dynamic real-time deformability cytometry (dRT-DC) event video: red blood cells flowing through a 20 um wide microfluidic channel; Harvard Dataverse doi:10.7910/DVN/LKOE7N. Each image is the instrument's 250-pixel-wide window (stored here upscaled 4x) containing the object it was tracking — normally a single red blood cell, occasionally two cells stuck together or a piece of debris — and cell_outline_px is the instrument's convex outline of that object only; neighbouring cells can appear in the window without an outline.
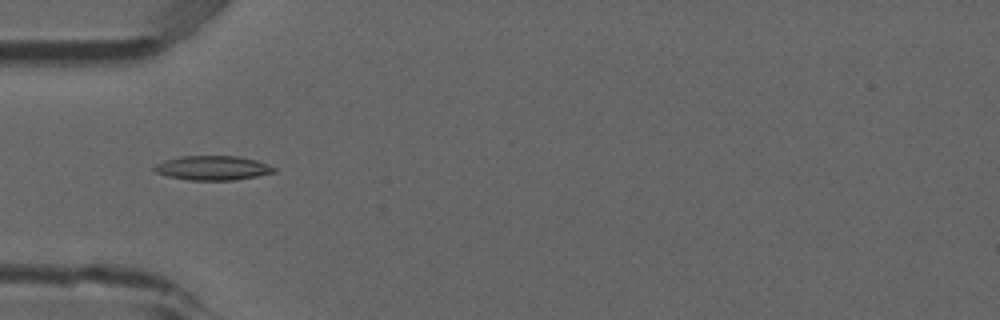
{"species": "common noctule bat (a hibernating species)", "species_latin": "Nyctalus noctula", "temperature_condition": "room temperature", "stored_images_in_passage": 7, "camera_frame_rate_fps": 3000, "um_per_image_px": 0.085, "animal": {"sex": "male", "forearm_length_mm": 52.5}, "frame": {"image": 1, "passage_image": 5, "time_ms": 1.333, "image_size_px": [1000, 320], "cell_outline_px": [[276, 172], [256, 176], [232, 180], [188, 180], [168, 176], [156, 172], [152, 168], [156, 164], [164, 160], [184, 156], [236, 156], [256, 160], [276, 168]], "centroid_in_image_um": [18.06, 14.27], "position_along_channel_um": 66.9, "area_um2": 16.82}}
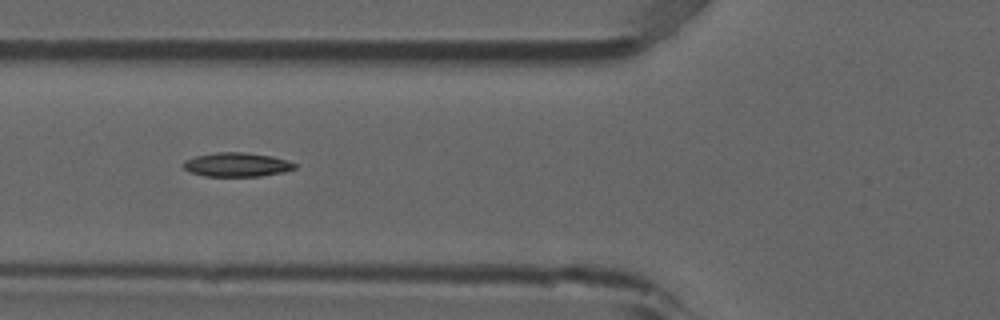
{"frame": {"image": 2, "passage_image": 6, "time_ms": 1.667, "image_size_px": [1000, 320], "cell_outline_px": [[296, 168], [284, 172], [260, 176], [204, 176], [188, 172], [180, 164], [184, 160], [196, 156], [216, 152], [244, 152], [272, 156], [288, 160], [296, 164]], "centroid_in_image_um": [20.1, 13.99], "position_along_channel_um": 105.7, "area_um2": 15.78}}
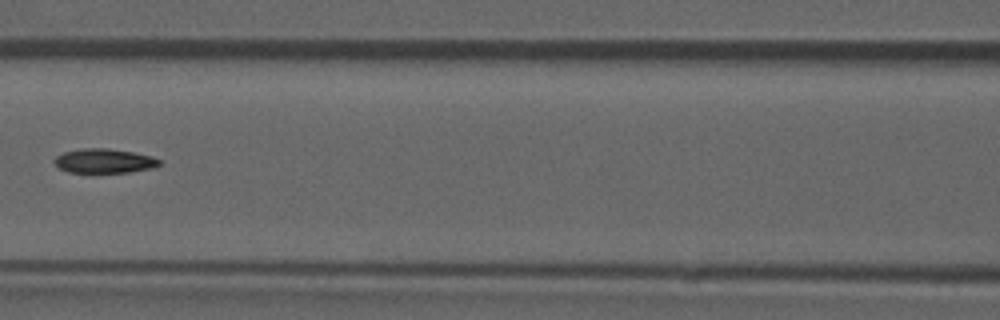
{"frame": {"image": 3, "passage_image": 7, "time_ms": 2.0, "image_size_px": [1000, 320], "cell_outline_px": [[160, 164], [152, 168], [128, 172], [68, 172], [60, 168], [52, 160], [56, 156], [64, 152], [84, 148], [108, 148], [132, 152], [152, 156], [160, 160]], "centroid_in_image_um": [8.85, 13.67], "position_along_channel_um": 157.8, "area_um2": 14.74}}